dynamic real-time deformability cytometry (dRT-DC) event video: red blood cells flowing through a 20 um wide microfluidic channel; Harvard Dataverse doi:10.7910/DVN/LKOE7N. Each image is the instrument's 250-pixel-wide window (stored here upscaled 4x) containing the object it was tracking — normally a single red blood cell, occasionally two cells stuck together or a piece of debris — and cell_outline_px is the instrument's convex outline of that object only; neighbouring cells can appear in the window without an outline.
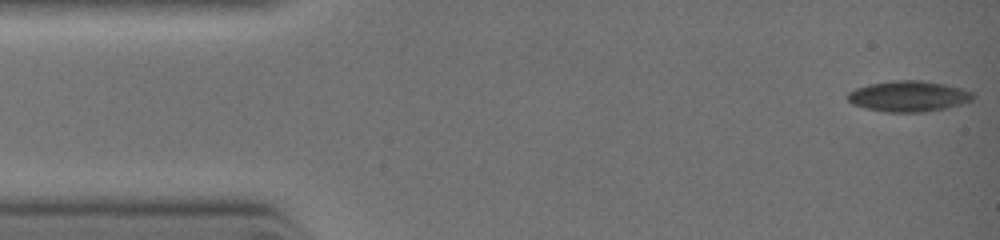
{"species": "common noctule bat (a hibernating species)", "species_latin": "Nyctalus noctula", "temperature_condition": "warm", "stored_images_in_passage": 9, "segment_of_instrument_passage": [1, 2], "camera_frame_rate_fps": 3000, "um_per_image_px": 0.085, "animal": {"sex": "female", "body_mass_g": 19.0, "forearm_length_mm": 51.5}, "frame": {"image": 1, "passage_image": 1, "time_ms": 0.0, "image_size_px": [1000, 240], "cell_outline_px": [[976, 96], [972, 100], [960, 104], [944, 108], [924, 112], [888, 112], [864, 108], [852, 104], [848, 100], [848, 92], [856, 88], [868, 84], [896, 80], [920, 80], [944, 84], [960, 88], [972, 92]], "centroid_in_image_um": [77.21, 8.18], "position_along_channel_um": 7.8, "area_um2": 22.37}}
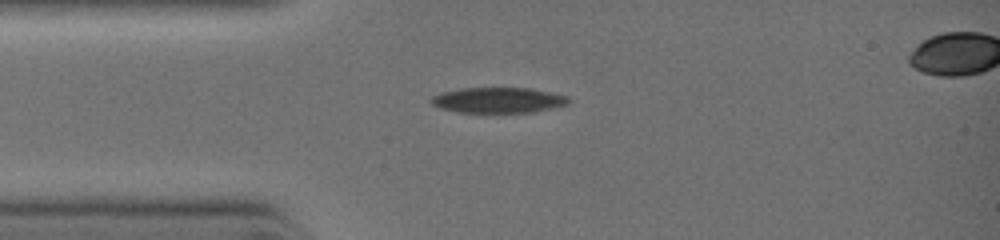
{"frame": {"image": 2, "passage_image": 7, "time_ms": 2.333, "image_size_px": [1000, 240], "cell_outline_px": [[572, 100], [568, 104], [560, 108], [532, 112], [460, 112], [440, 108], [432, 104], [428, 100], [432, 96], [440, 92], [460, 88], [532, 88], [552, 92], [568, 96]], "centroid_in_image_um": [42.41, 8.51], "position_along_channel_um": 42.6, "area_um2": 20.81}}